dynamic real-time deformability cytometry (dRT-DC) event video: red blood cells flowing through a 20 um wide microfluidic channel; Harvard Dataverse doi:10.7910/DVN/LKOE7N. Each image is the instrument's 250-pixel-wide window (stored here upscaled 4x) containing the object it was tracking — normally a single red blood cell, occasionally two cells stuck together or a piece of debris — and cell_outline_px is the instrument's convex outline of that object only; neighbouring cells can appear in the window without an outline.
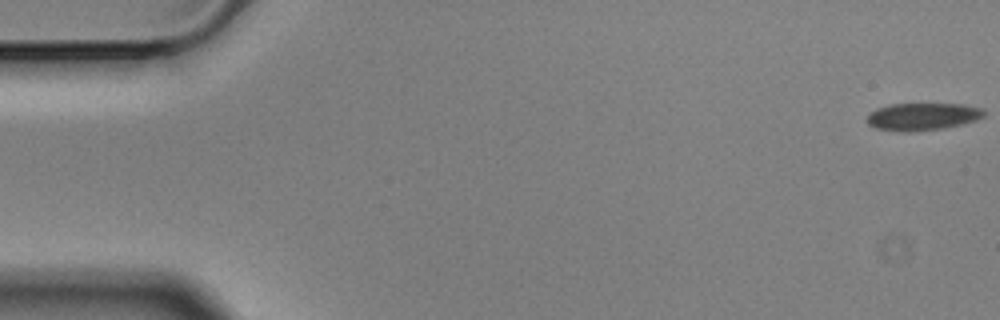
{"species": "Egyptian fruit bat (a non-hibernating species)", "species_latin": "Rousettus aegyptiacus", "temperature_condition": "cold", "stored_images_in_passage": 3, "camera_frame_rate_fps": 3000, "um_per_image_px": 0.085, "animal": {"sex": "male"}, "frame": {"image": 1, "passage_image": 1, "time_ms": 0.0, "image_size_px": [1000, 320], "cell_outline_px": [[984, 116], [976, 120], [944, 128], [908, 132], [876, 128], [868, 124], [868, 116], [876, 108], [892, 104], [964, 104], [984, 108]], "centroid_in_image_um": [78.45, 9.9], "position_along_channel_um": 6.6, "area_um2": 18.5}}
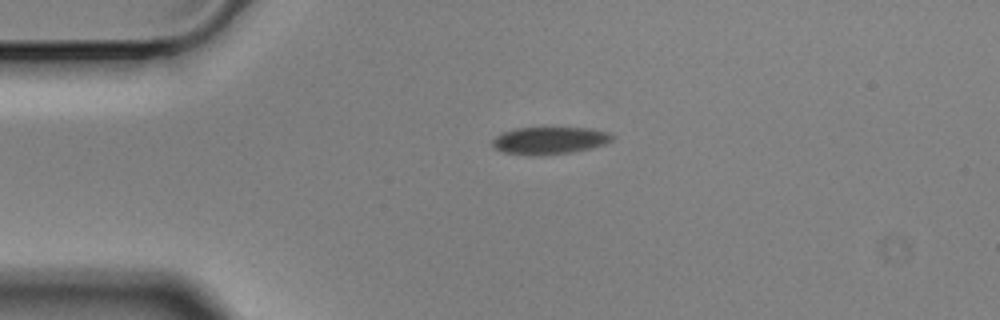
{"frame": {"image": 2, "passage_image": 3, "time_ms": 0.667, "image_size_px": [1000, 320], "cell_outline_px": [[616, 136], [612, 140], [604, 144], [592, 148], [572, 152], [540, 156], [528, 156], [504, 152], [492, 148], [492, 140], [500, 132], [516, 128], [592, 128], [608, 132]], "centroid_in_image_um": [46.69, 11.95], "position_along_channel_um": 38.3, "area_um2": 19.42}}